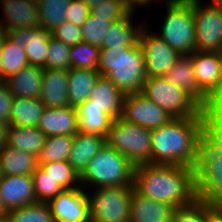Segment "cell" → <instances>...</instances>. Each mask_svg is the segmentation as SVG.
Returning a JSON list of instances; mask_svg holds the SVG:
<instances>
[{
  "label": "cell",
  "instance_id": "obj_1",
  "mask_svg": "<svg viewBox=\"0 0 222 222\" xmlns=\"http://www.w3.org/2000/svg\"><path fill=\"white\" fill-rule=\"evenodd\" d=\"M133 185L140 195L175 208L187 206L197 199L194 171L189 166L149 163L137 165Z\"/></svg>",
  "mask_w": 222,
  "mask_h": 222
},
{
  "label": "cell",
  "instance_id": "obj_2",
  "mask_svg": "<svg viewBox=\"0 0 222 222\" xmlns=\"http://www.w3.org/2000/svg\"><path fill=\"white\" fill-rule=\"evenodd\" d=\"M214 117L173 118L151 130V164L194 167L200 133Z\"/></svg>",
  "mask_w": 222,
  "mask_h": 222
},
{
  "label": "cell",
  "instance_id": "obj_3",
  "mask_svg": "<svg viewBox=\"0 0 222 222\" xmlns=\"http://www.w3.org/2000/svg\"><path fill=\"white\" fill-rule=\"evenodd\" d=\"M193 171L197 198L222 208V125L215 118L200 133Z\"/></svg>",
  "mask_w": 222,
  "mask_h": 222
},
{
  "label": "cell",
  "instance_id": "obj_4",
  "mask_svg": "<svg viewBox=\"0 0 222 222\" xmlns=\"http://www.w3.org/2000/svg\"><path fill=\"white\" fill-rule=\"evenodd\" d=\"M97 71L125 95L141 92L147 78L141 45L101 48Z\"/></svg>",
  "mask_w": 222,
  "mask_h": 222
},
{
  "label": "cell",
  "instance_id": "obj_5",
  "mask_svg": "<svg viewBox=\"0 0 222 222\" xmlns=\"http://www.w3.org/2000/svg\"><path fill=\"white\" fill-rule=\"evenodd\" d=\"M135 166L122 154L106 144L89 161L80 174V184L87 190L94 187L133 185Z\"/></svg>",
  "mask_w": 222,
  "mask_h": 222
},
{
  "label": "cell",
  "instance_id": "obj_6",
  "mask_svg": "<svg viewBox=\"0 0 222 222\" xmlns=\"http://www.w3.org/2000/svg\"><path fill=\"white\" fill-rule=\"evenodd\" d=\"M141 92L172 118L214 117L188 93L163 76L146 78Z\"/></svg>",
  "mask_w": 222,
  "mask_h": 222
},
{
  "label": "cell",
  "instance_id": "obj_7",
  "mask_svg": "<svg viewBox=\"0 0 222 222\" xmlns=\"http://www.w3.org/2000/svg\"><path fill=\"white\" fill-rule=\"evenodd\" d=\"M167 14L161 34L155 33L181 55L196 50L192 0H164Z\"/></svg>",
  "mask_w": 222,
  "mask_h": 222
},
{
  "label": "cell",
  "instance_id": "obj_8",
  "mask_svg": "<svg viewBox=\"0 0 222 222\" xmlns=\"http://www.w3.org/2000/svg\"><path fill=\"white\" fill-rule=\"evenodd\" d=\"M105 143L134 166L151 164V130L145 127L117 118L112 121Z\"/></svg>",
  "mask_w": 222,
  "mask_h": 222
},
{
  "label": "cell",
  "instance_id": "obj_9",
  "mask_svg": "<svg viewBox=\"0 0 222 222\" xmlns=\"http://www.w3.org/2000/svg\"><path fill=\"white\" fill-rule=\"evenodd\" d=\"M134 185L96 188L87 194L91 222H130Z\"/></svg>",
  "mask_w": 222,
  "mask_h": 222
},
{
  "label": "cell",
  "instance_id": "obj_10",
  "mask_svg": "<svg viewBox=\"0 0 222 222\" xmlns=\"http://www.w3.org/2000/svg\"><path fill=\"white\" fill-rule=\"evenodd\" d=\"M196 50L222 53V7L192 0Z\"/></svg>",
  "mask_w": 222,
  "mask_h": 222
},
{
  "label": "cell",
  "instance_id": "obj_11",
  "mask_svg": "<svg viewBox=\"0 0 222 222\" xmlns=\"http://www.w3.org/2000/svg\"><path fill=\"white\" fill-rule=\"evenodd\" d=\"M147 30L148 28L144 26L139 34V44L145 57L146 77L164 76L181 54L153 31Z\"/></svg>",
  "mask_w": 222,
  "mask_h": 222
},
{
  "label": "cell",
  "instance_id": "obj_12",
  "mask_svg": "<svg viewBox=\"0 0 222 222\" xmlns=\"http://www.w3.org/2000/svg\"><path fill=\"white\" fill-rule=\"evenodd\" d=\"M193 65L198 87L218 106L222 102V53L195 50Z\"/></svg>",
  "mask_w": 222,
  "mask_h": 222
},
{
  "label": "cell",
  "instance_id": "obj_13",
  "mask_svg": "<svg viewBox=\"0 0 222 222\" xmlns=\"http://www.w3.org/2000/svg\"><path fill=\"white\" fill-rule=\"evenodd\" d=\"M121 118L149 130L159 128L173 119L142 92L125 95Z\"/></svg>",
  "mask_w": 222,
  "mask_h": 222
},
{
  "label": "cell",
  "instance_id": "obj_14",
  "mask_svg": "<svg viewBox=\"0 0 222 222\" xmlns=\"http://www.w3.org/2000/svg\"><path fill=\"white\" fill-rule=\"evenodd\" d=\"M81 187L64 190L47 204L54 222H91L87 192Z\"/></svg>",
  "mask_w": 222,
  "mask_h": 222
},
{
  "label": "cell",
  "instance_id": "obj_15",
  "mask_svg": "<svg viewBox=\"0 0 222 222\" xmlns=\"http://www.w3.org/2000/svg\"><path fill=\"white\" fill-rule=\"evenodd\" d=\"M193 66V53L183 54L163 77L188 93L204 110L215 115L218 106L198 87Z\"/></svg>",
  "mask_w": 222,
  "mask_h": 222
},
{
  "label": "cell",
  "instance_id": "obj_16",
  "mask_svg": "<svg viewBox=\"0 0 222 222\" xmlns=\"http://www.w3.org/2000/svg\"><path fill=\"white\" fill-rule=\"evenodd\" d=\"M5 34L25 49L29 65L46 68L50 31L39 26L6 31Z\"/></svg>",
  "mask_w": 222,
  "mask_h": 222
},
{
  "label": "cell",
  "instance_id": "obj_17",
  "mask_svg": "<svg viewBox=\"0 0 222 222\" xmlns=\"http://www.w3.org/2000/svg\"><path fill=\"white\" fill-rule=\"evenodd\" d=\"M4 18L0 19L3 32L40 26L37 0H1Z\"/></svg>",
  "mask_w": 222,
  "mask_h": 222
},
{
  "label": "cell",
  "instance_id": "obj_18",
  "mask_svg": "<svg viewBox=\"0 0 222 222\" xmlns=\"http://www.w3.org/2000/svg\"><path fill=\"white\" fill-rule=\"evenodd\" d=\"M0 195L7 211L37 203L32 175L3 176Z\"/></svg>",
  "mask_w": 222,
  "mask_h": 222
},
{
  "label": "cell",
  "instance_id": "obj_19",
  "mask_svg": "<svg viewBox=\"0 0 222 222\" xmlns=\"http://www.w3.org/2000/svg\"><path fill=\"white\" fill-rule=\"evenodd\" d=\"M37 127L46 137L58 135L75 136L79 132L78 117L75 107H46Z\"/></svg>",
  "mask_w": 222,
  "mask_h": 222
},
{
  "label": "cell",
  "instance_id": "obj_20",
  "mask_svg": "<svg viewBox=\"0 0 222 222\" xmlns=\"http://www.w3.org/2000/svg\"><path fill=\"white\" fill-rule=\"evenodd\" d=\"M124 98L125 94L108 78L99 76L90 92L89 99L80 105H95L115 120L122 115Z\"/></svg>",
  "mask_w": 222,
  "mask_h": 222
},
{
  "label": "cell",
  "instance_id": "obj_21",
  "mask_svg": "<svg viewBox=\"0 0 222 222\" xmlns=\"http://www.w3.org/2000/svg\"><path fill=\"white\" fill-rule=\"evenodd\" d=\"M40 101L45 107H67L68 70L43 68Z\"/></svg>",
  "mask_w": 222,
  "mask_h": 222
},
{
  "label": "cell",
  "instance_id": "obj_22",
  "mask_svg": "<svg viewBox=\"0 0 222 222\" xmlns=\"http://www.w3.org/2000/svg\"><path fill=\"white\" fill-rule=\"evenodd\" d=\"M175 207L140 195L135 190L131 197L130 222H172Z\"/></svg>",
  "mask_w": 222,
  "mask_h": 222
},
{
  "label": "cell",
  "instance_id": "obj_23",
  "mask_svg": "<svg viewBox=\"0 0 222 222\" xmlns=\"http://www.w3.org/2000/svg\"><path fill=\"white\" fill-rule=\"evenodd\" d=\"M43 68L28 65L6 78L8 89L14 97L40 99Z\"/></svg>",
  "mask_w": 222,
  "mask_h": 222
},
{
  "label": "cell",
  "instance_id": "obj_24",
  "mask_svg": "<svg viewBox=\"0 0 222 222\" xmlns=\"http://www.w3.org/2000/svg\"><path fill=\"white\" fill-rule=\"evenodd\" d=\"M134 12H136L135 9L126 18L111 24L104 35L100 48L133 47L139 43L140 30L145 26V23L135 25L133 23Z\"/></svg>",
  "mask_w": 222,
  "mask_h": 222
},
{
  "label": "cell",
  "instance_id": "obj_25",
  "mask_svg": "<svg viewBox=\"0 0 222 222\" xmlns=\"http://www.w3.org/2000/svg\"><path fill=\"white\" fill-rule=\"evenodd\" d=\"M105 144L104 136L78 132L67 161L80 175Z\"/></svg>",
  "mask_w": 222,
  "mask_h": 222
},
{
  "label": "cell",
  "instance_id": "obj_26",
  "mask_svg": "<svg viewBox=\"0 0 222 222\" xmlns=\"http://www.w3.org/2000/svg\"><path fill=\"white\" fill-rule=\"evenodd\" d=\"M98 71L71 67L68 70V102L77 107L89 99L90 92L99 78Z\"/></svg>",
  "mask_w": 222,
  "mask_h": 222
},
{
  "label": "cell",
  "instance_id": "obj_27",
  "mask_svg": "<svg viewBox=\"0 0 222 222\" xmlns=\"http://www.w3.org/2000/svg\"><path fill=\"white\" fill-rule=\"evenodd\" d=\"M38 166L37 156L8 144L0 152V168L3 176L32 175Z\"/></svg>",
  "mask_w": 222,
  "mask_h": 222
},
{
  "label": "cell",
  "instance_id": "obj_28",
  "mask_svg": "<svg viewBox=\"0 0 222 222\" xmlns=\"http://www.w3.org/2000/svg\"><path fill=\"white\" fill-rule=\"evenodd\" d=\"M7 138L11 147L38 156L46 135L38 127L9 125Z\"/></svg>",
  "mask_w": 222,
  "mask_h": 222
},
{
  "label": "cell",
  "instance_id": "obj_29",
  "mask_svg": "<svg viewBox=\"0 0 222 222\" xmlns=\"http://www.w3.org/2000/svg\"><path fill=\"white\" fill-rule=\"evenodd\" d=\"M80 133L106 136L113 119L95 105H78L76 107Z\"/></svg>",
  "mask_w": 222,
  "mask_h": 222
},
{
  "label": "cell",
  "instance_id": "obj_30",
  "mask_svg": "<svg viewBox=\"0 0 222 222\" xmlns=\"http://www.w3.org/2000/svg\"><path fill=\"white\" fill-rule=\"evenodd\" d=\"M45 108L40 99L14 97L9 125L37 127Z\"/></svg>",
  "mask_w": 222,
  "mask_h": 222
},
{
  "label": "cell",
  "instance_id": "obj_31",
  "mask_svg": "<svg viewBox=\"0 0 222 222\" xmlns=\"http://www.w3.org/2000/svg\"><path fill=\"white\" fill-rule=\"evenodd\" d=\"M74 136L58 135L46 137L37 156L38 165L48 162L67 161L72 149Z\"/></svg>",
  "mask_w": 222,
  "mask_h": 222
},
{
  "label": "cell",
  "instance_id": "obj_32",
  "mask_svg": "<svg viewBox=\"0 0 222 222\" xmlns=\"http://www.w3.org/2000/svg\"><path fill=\"white\" fill-rule=\"evenodd\" d=\"M71 0H37L40 26L52 31L66 21V12Z\"/></svg>",
  "mask_w": 222,
  "mask_h": 222
},
{
  "label": "cell",
  "instance_id": "obj_33",
  "mask_svg": "<svg viewBox=\"0 0 222 222\" xmlns=\"http://www.w3.org/2000/svg\"><path fill=\"white\" fill-rule=\"evenodd\" d=\"M1 53V67L5 79L29 65L25 49L15 44L5 32Z\"/></svg>",
  "mask_w": 222,
  "mask_h": 222
},
{
  "label": "cell",
  "instance_id": "obj_34",
  "mask_svg": "<svg viewBox=\"0 0 222 222\" xmlns=\"http://www.w3.org/2000/svg\"><path fill=\"white\" fill-rule=\"evenodd\" d=\"M39 166L64 190L81 187L80 175L68 161L48 162Z\"/></svg>",
  "mask_w": 222,
  "mask_h": 222
},
{
  "label": "cell",
  "instance_id": "obj_35",
  "mask_svg": "<svg viewBox=\"0 0 222 222\" xmlns=\"http://www.w3.org/2000/svg\"><path fill=\"white\" fill-rule=\"evenodd\" d=\"M101 48L88 42L71 46L69 59L71 67L97 71Z\"/></svg>",
  "mask_w": 222,
  "mask_h": 222
},
{
  "label": "cell",
  "instance_id": "obj_36",
  "mask_svg": "<svg viewBox=\"0 0 222 222\" xmlns=\"http://www.w3.org/2000/svg\"><path fill=\"white\" fill-rule=\"evenodd\" d=\"M11 222H54L47 202H37L7 213Z\"/></svg>",
  "mask_w": 222,
  "mask_h": 222
},
{
  "label": "cell",
  "instance_id": "obj_37",
  "mask_svg": "<svg viewBox=\"0 0 222 222\" xmlns=\"http://www.w3.org/2000/svg\"><path fill=\"white\" fill-rule=\"evenodd\" d=\"M32 178L37 202H48L64 191L40 166L36 168Z\"/></svg>",
  "mask_w": 222,
  "mask_h": 222
},
{
  "label": "cell",
  "instance_id": "obj_38",
  "mask_svg": "<svg viewBox=\"0 0 222 222\" xmlns=\"http://www.w3.org/2000/svg\"><path fill=\"white\" fill-rule=\"evenodd\" d=\"M134 9L127 0H104L91 9V14L115 22L126 18Z\"/></svg>",
  "mask_w": 222,
  "mask_h": 222
},
{
  "label": "cell",
  "instance_id": "obj_39",
  "mask_svg": "<svg viewBox=\"0 0 222 222\" xmlns=\"http://www.w3.org/2000/svg\"><path fill=\"white\" fill-rule=\"evenodd\" d=\"M113 22L102 17H94L91 13L81 27L82 41L101 47L104 35Z\"/></svg>",
  "mask_w": 222,
  "mask_h": 222
},
{
  "label": "cell",
  "instance_id": "obj_40",
  "mask_svg": "<svg viewBox=\"0 0 222 222\" xmlns=\"http://www.w3.org/2000/svg\"><path fill=\"white\" fill-rule=\"evenodd\" d=\"M48 46L46 68L69 70L71 47L52 36L49 37Z\"/></svg>",
  "mask_w": 222,
  "mask_h": 222
},
{
  "label": "cell",
  "instance_id": "obj_41",
  "mask_svg": "<svg viewBox=\"0 0 222 222\" xmlns=\"http://www.w3.org/2000/svg\"><path fill=\"white\" fill-rule=\"evenodd\" d=\"M172 222H206V203L197 198L187 206L175 208Z\"/></svg>",
  "mask_w": 222,
  "mask_h": 222
},
{
  "label": "cell",
  "instance_id": "obj_42",
  "mask_svg": "<svg viewBox=\"0 0 222 222\" xmlns=\"http://www.w3.org/2000/svg\"><path fill=\"white\" fill-rule=\"evenodd\" d=\"M50 34L53 38L70 47L82 41L81 27L68 21H64L60 26L55 27L50 31Z\"/></svg>",
  "mask_w": 222,
  "mask_h": 222
},
{
  "label": "cell",
  "instance_id": "obj_43",
  "mask_svg": "<svg viewBox=\"0 0 222 222\" xmlns=\"http://www.w3.org/2000/svg\"><path fill=\"white\" fill-rule=\"evenodd\" d=\"M90 13L91 9L82 0H71L66 12V21L82 27Z\"/></svg>",
  "mask_w": 222,
  "mask_h": 222
},
{
  "label": "cell",
  "instance_id": "obj_44",
  "mask_svg": "<svg viewBox=\"0 0 222 222\" xmlns=\"http://www.w3.org/2000/svg\"><path fill=\"white\" fill-rule=\"evenodd\" d=\"M13 101L14 96L8 89L6 82H0V123H10Z\"/></svg>",
  "mask_w": 222,
  "mask_h": 222
},
{
  "label": "cell",
  "instance_id": "obj_45",
  "mask_svg": "<svg viewBox=\"0 0 222 222\" xmlns=\"http://www.w3.org/2000/svg\"><path fill=\"white\" fill-rule=\"evenodd\" d=\"M206 222H222V208H210L206 204Z\"/></svg>",
  "mask_w": 222,
  "mask_h": 222
},
{
  "label": "cell",
  "instance_id": "obj_46",
  "mask_svg": "<svg viewBox=\"0 0 222 222\" xmlns=\"http://www.w3.org/2000/svg\"><path fill=\"white\" fill-rule=\"evenodd\" d=\"M9 124L0 123V152L3 150L4 146L7 145Z\"/></svg>",
  "mask_w": 222,
  "mask_h": 222
},
{
  "label": "cell",
  "instance_id": "obj_47",
  "mask_svg": "<svg viewBox=\"0 0 222 222\" xmlns=\"http://www.w3.org/2000/svg\"><path fill=\"white\" fill-rule=\"evenodd\" d=\"M135 9L140 6H150V4L154 3L155 0H127ZM152 2V3H151Z\"/></svg>",
  "mask_w": 222,
  "mask_h": 222
},
{
  "label": "cell",
  "instance_id": "obj_48",
  "mask_svg": "<svg viewBox=\"0 0 222 222\" xmlns=\"http://www.w3.org/2000/svg\"><path fill=\"white\" fill-rule=\"evenodd\" d=\"M3 40H4V32L2 30H0V82H5L6 79L3 76V71H2V67H1V55H2V45H3Z\"/></svg>",
  "mask_w": 222,
  "mask_h": 222
},
{
  "label": "cell",
  "instance_id": "obj_49",
  "mask_svg": "<svg viewBox=\"0 0 222 222\" xmlns=\"http://www.w3.org/2000/svg\"><path fill=\"white\" fill-rule=\"evenodd\" d=\"M90 9L94 8L104 0H82Z\"/></svg>",
  "mask_w": 222,
  "mask_h": 222
},
{
  "label": "cell",
  "instance_id": "obj_50",
  "mask_svg": "<svg viewBox=\"0 0 222 222\" xmlns=\"http://www.w3.org/2000/svg\"><path fill=\"white\" fill-rule=\"evenodd\" d=\"M214 118L222 125V102L218 105Z\"/></svg>",
  "mask_w": 222,
  "mask_h": 222
},
{
  "label": "cell",
  "instance_id": "obj_51",
  "mask_svg": "<svg viewBox=\"0 0 222 222\" xmlns=\"http://www.w3.org/2000/svg\"><path fill=\"white\" fill-rule=\"evenodd\" d=\"M8 211L5 209V206L2 202V198H1V195H0V216H5L7 215Z\"/></svg>",
  "mask_w": 222,
  "mask_h": 222
},
{
  "label": "cell",
  "instance_id": "obj_52",
  "mask_svg": "<svg viewBox=\"0 0 222 222\" xmlns=\"http://www.w3.org/2000/svg\"><path fill=\"white\" fill-rule=\"evenodd\" d=\"M209 5L222 7V0H211Z\"/></svg>",
  "mask_w": 222,
  "mask_h": 222
},
{
  "label": "cell",
  "instance_id": "obj_53",
  "mask_svg": "<svg viewBox=\"0 0 222 222\" xmlns=\"http://www.w3.org/2000/svg\"><path fill=\"white\" fill-rule=\"evenodd\" d=\"M0 222H11L8 215L0 216Z\"/></svg>",
  "mask_w": 222,
  "mask_h": 222
},
{
  "label": "cell",
  "instance_id": "obj_54",
  "mask_svg": "<svg viewBox=\"0 0 222 222\" xmlns=\"http://www.w3.org/2000/svg\"><path fill=\"white\" fill-rule=\"evenodd\" d=\"M2 177H3V174H2V171H1V168H0V181H1Z\"/></svg>",
  "mask_w": 222,
  "mask_h": 222
}]
</instances>
